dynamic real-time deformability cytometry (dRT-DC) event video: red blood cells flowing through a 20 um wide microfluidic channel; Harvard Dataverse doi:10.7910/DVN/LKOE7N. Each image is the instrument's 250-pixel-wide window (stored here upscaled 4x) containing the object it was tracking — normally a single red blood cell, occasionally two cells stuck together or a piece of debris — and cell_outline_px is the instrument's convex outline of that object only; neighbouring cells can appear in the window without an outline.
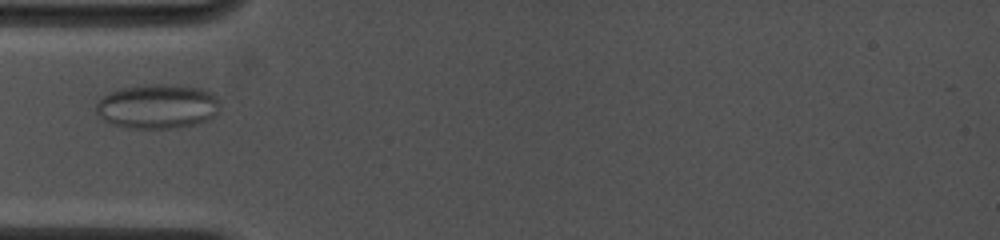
{"species": "common noctule bat (a hibernating species)", "species_latin": "Nyctalus noctula", "temperature_condition": "cold", "stored_images_in_passage": 7, "camera_frame_rate_fps": 4500, "um_per_image_px": 0.085, "animal": {"sex": "female", "body_mass_g": 19.0, "forearm_length_mm": 53.3}, "frame": {"image": 1, "passage_image": 6, "time_ms": 3.778, "image_size_px": [1000, 240], "cell_outline_px": [[220, 108], [212, 116], [196, 124], [176, 128], [132, 128], [112, 124], [104, 120], [96, 112], [96, 104], [104, 96], [120, 88], [144, 84], [164, 84], [200, 88], [212, 92], [216, 96], [220, 104]], "centroid_in_image_um": [13.39, 9.04], "position_along_channel_um": 71.6, "area_um2": 31.96}}